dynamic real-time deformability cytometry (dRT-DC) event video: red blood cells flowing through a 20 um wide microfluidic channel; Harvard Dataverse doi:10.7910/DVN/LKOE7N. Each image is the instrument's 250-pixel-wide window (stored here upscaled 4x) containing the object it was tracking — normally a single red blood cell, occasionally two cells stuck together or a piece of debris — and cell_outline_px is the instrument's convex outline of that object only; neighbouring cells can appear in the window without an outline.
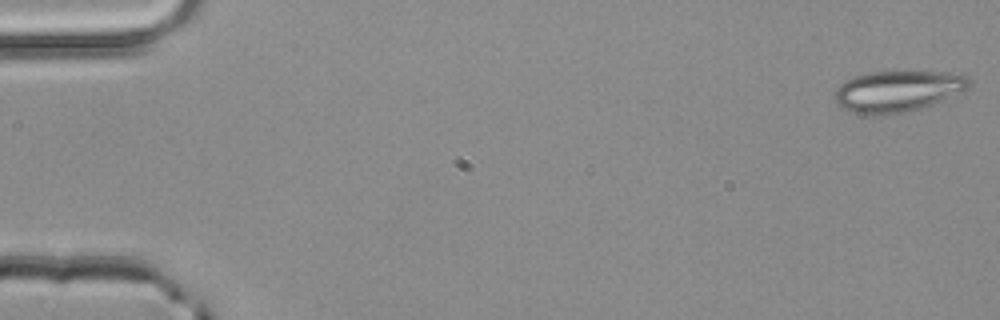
{"species": "common noctule bat (a hibernating species)", "species_latin": "Nyctalus noctula", "temperature_condition": "room temperature", "stored_images_in_passage": 52, "camera_frame_rate_fps": 3000, "um_per_image_px": 0.085, "animal": {"sex": "male", "body_mass_g": 20.4}, "frame": {"image": 1, "passage_image": 1, "time_ms": 0.0, "image_size_px": [1000, 320], "cell_outline_px": [[972, 84], [968, 88], [960, 92], [920, 108], [904, 112], [884, 116], [876, 116], [852, 112], [840, 108], [836, 104], [832, 96], [832, 92], [840, 84], [852, 76], [872, 72], [948, 72], [968, 76], [972, 80]], "centroid_in_image_um": [76.22, 7.76], "position_along_channel_um": 8.8, "area_um2": 32.54}}
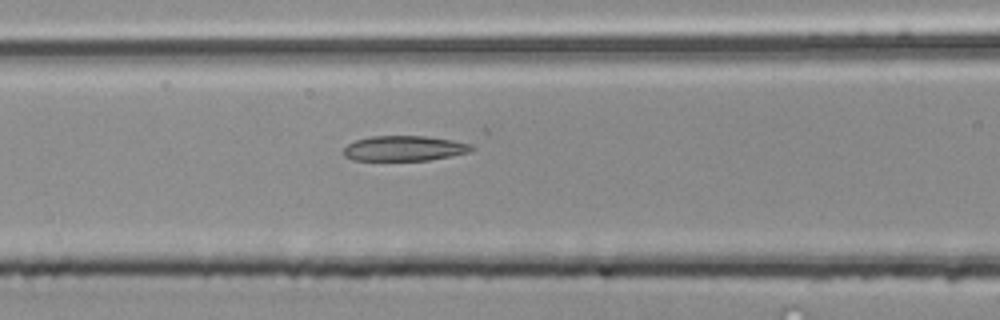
{"frame": {"image": 2, "passage_image": 22, "time_ms": 7.0, "image_size_px": [1000, 320], "cell_outline_px": [[476, 148], [468, 152], [452, 156], [428, 160], [352, 160], [344, 156], [344, 148], [348, 144], [356, 140], [372, 136], [424, 136], [476, 140]], "centroid_in_image_um": [34.58, 12.58], "position_along_channel_um": 132.0, "area_um2": 19.54}}
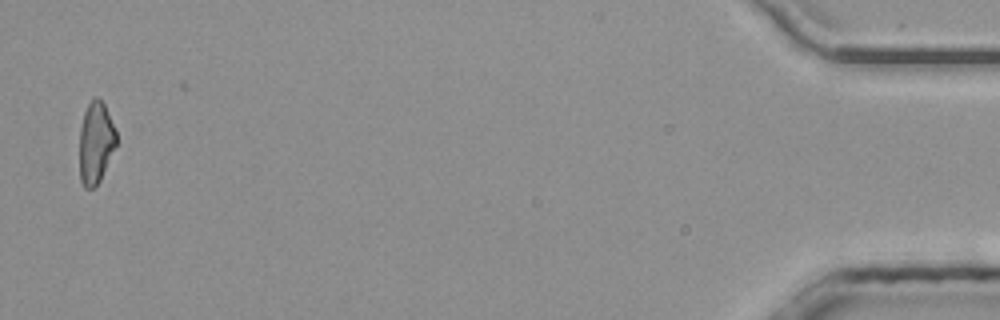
{"frame": {"image": 3, "passage_image": 51, "time_ms": 16.667, "image_size_px": [1000, 320], "cell_outline_px": [[116, 144], [100, 180], [92, 188], [84, 188], [80, 180], [80, 128], [84, 112], [88, 104], [96, 96], [104, 104], [116, 132]], "centroid_in_image_um": [8.12, 12.13], "position_along_channel_um": 427.1, "area_um2": 17.17}}